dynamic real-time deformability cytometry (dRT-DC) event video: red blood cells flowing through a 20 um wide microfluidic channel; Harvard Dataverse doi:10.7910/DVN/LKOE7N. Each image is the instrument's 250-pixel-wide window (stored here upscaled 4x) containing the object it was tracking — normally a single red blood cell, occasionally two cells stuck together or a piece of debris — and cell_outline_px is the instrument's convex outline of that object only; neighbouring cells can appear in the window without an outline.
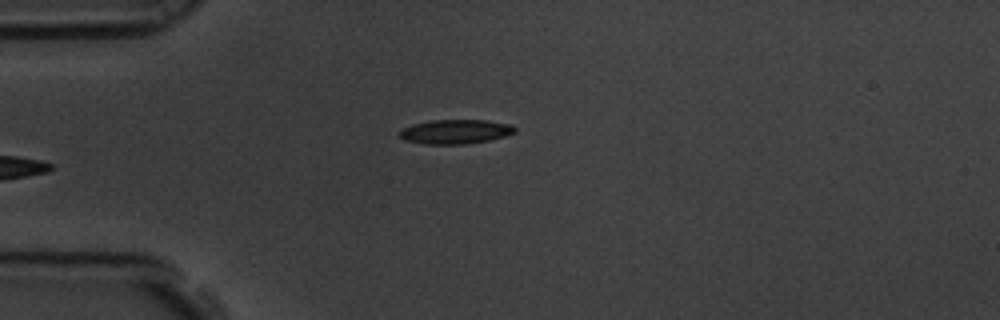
{"species": "common noctule bat (a hibernating species)", "species_latin": "Nyctalus noctula", "temperature_condition": "room temperature", "stored_images_in_passage": 4, "camera_frame_rate_fps": 3000, "um_per_image_px": 0.085, "animal": {"sex": "male", "body_mass_g": 19.5, "forearm_length_mm": 54.6}, "frame": {"image": 1, "passage_image": 4, "time_ms": 1.0, "image_size_px": [1000, 320], "cell_outline_px": [[516, 132], [504, 136], [488, 140], [468, 144], [424, 144], [404, 140], [396, 132], [400, 128], [412, 124], [432, 120], [484, 120], [512, 124], [516, 128]], "centroid_in_image_um": [38.66, 11.19], "position_along_channel_um": 46.3, "area_um2": 16.53}}